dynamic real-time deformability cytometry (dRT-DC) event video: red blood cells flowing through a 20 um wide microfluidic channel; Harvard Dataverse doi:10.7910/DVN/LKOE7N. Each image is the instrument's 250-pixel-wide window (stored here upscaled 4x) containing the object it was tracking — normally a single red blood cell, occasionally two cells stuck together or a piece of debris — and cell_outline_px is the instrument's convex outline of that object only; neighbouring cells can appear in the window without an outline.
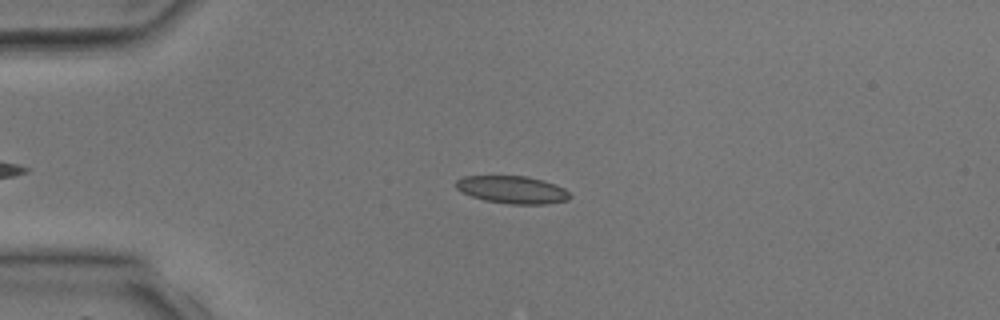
{"species": "common noctule bat (a hibernating species)", "species_latin": "Nyctalus noctula", "temperature_condition": "room temperature", "stored_images_in_passage": 1, "camera_frame_rate_fps": 3000, "um_per_image_px": 0.085, "animal": {"sex": "male", "body_mass_g": 17.9, "forearm_length_mm": 54.2}, "frame": {"image": 1, "passage_image": 1, "time_ms": 0.0, "image_size_px": [1000, 320], "cell_outline_px": [[572, 196], [568, 200], [544, 204], [508, 204], [484, 200], [460, 192], [456, 188], [456, 180], [464, 176], [528, 176], [544, 180], [556, 184], [564, 188]], "centroid_in_image_um": [43.55, 16.12], "position_along_channel_um": 41.4, "area_um2": 18.44}}